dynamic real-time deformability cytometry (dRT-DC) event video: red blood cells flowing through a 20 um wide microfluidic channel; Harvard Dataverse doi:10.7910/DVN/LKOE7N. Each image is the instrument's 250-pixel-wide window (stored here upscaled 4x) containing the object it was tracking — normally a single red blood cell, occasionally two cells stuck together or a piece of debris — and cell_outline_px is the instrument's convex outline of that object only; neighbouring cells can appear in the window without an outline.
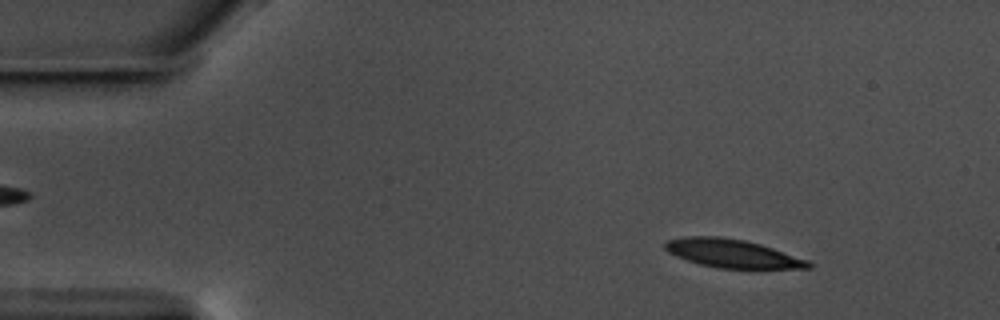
{"species": "common noctule bat (a hibernating species)", "species_latin": "Nyctalus noctula", "temperature_condition": "warm", "stored_images_in_passage": 57, "camera_frame_rate_fps": 3000, "um_per_image_px": 0.085, "animal": {"sex": "male", "body_mass_g": 17.5, "forearm_length_mm": 52.3}, "frame": {"image": 1, "passage_image": 7, "time_ms": 2.0, "image_size_px": [1000, 320], "cell_outline_px": [[812, 268], [720, 268], [700, 264], [676, 256], [668, 252], [664, 248], [664, 244], [668, 240], [684, 236], [720, 236], [744, 240], [760, 244], [808, 260], [812, 264]], "centroid_in_image_um": [62.22, 21.53], "position_along_channel_um": 22.8, "area_um2": 23.47}}
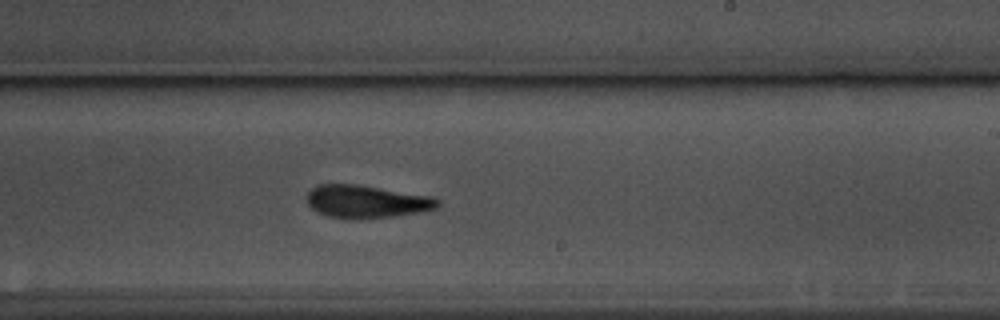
{"frame": {"image": 2, "passage_image": 34, "time_ms": 11.0, "image_size_px": [1000, 320], "cell_outline_px": [[440, 204], [436, 208], [420, 212], [392, 216], [360, 220], [348, 220], [328, 216], [316, 212], [308, 204], [308, 192], [316, 184], [356, 184], [432, 196], [440, 200]], "centroid_in_image_um": [31.14, 17.15], "position_along_channel_um": 257.9, "area_um2": 25.26}}
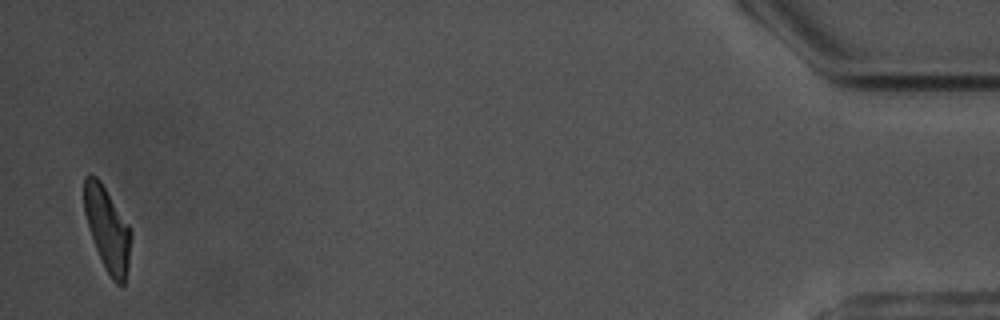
{"frame": {"image": 3, "passage_image": 56, "time_ms": 18.333, "image_size_px": [1000, 320], "cell_outline_px": [[132, 236], [128, 268], [124, 284], [116, 284], [112, 280], [104, 268], [96, 248], [84, 212], [84, 176], [88, 172], [92, 172], [100, 180], [128, 224], [132, 232]], "centroid_in_image_um": [9.13, 19.45], "position_along_channel_um": 426.1, "area_um2": 22.89}, "authors_computed_cell_mechanics": {"area_um2": 25.0274, "velocity_mm_per_s": 3.5277, "shape_relaxation_time_tau1_ms": 5.0194, "shape_relaxation_time_tau2_ms": 3.3025, "deformation_change_tau1": 0.1638, "deformation_change_tau2": 0.1207}}